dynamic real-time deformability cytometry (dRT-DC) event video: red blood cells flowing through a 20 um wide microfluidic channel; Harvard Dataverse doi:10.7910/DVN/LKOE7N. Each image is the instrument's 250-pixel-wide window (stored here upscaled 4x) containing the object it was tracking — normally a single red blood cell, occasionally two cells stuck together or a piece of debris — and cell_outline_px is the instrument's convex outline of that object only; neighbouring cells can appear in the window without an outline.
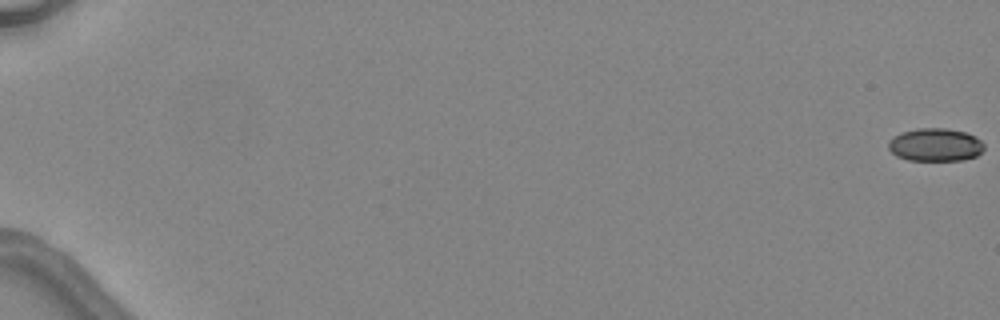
{"species": "common noctule bat (a hibernating species)", "species_latin": "Nyctalus noctula", "temperature_condition": "warm", "stored_images_in_passage": 4, "camera_frame_rate_fps": 3000, "um_per_image_px": 0.085, "animal": {"sex": "female", "body_mass_g": 24.6, "forearm_length_mm": 56.2}, "frame": {"image": 1, "passage_image": 1, "time_ms": 0.0, "image_size_px": [1000, 320], "cell_outline_px": [[984, 148], [976, 156], [960, 160], [908, 160], [896, 156], [888, 148], [888, 140], [892, 136], [900, 132], [916, 128], [944, 128], [964, 132], [976, 136], [984, 144]], "centroid_in_image_um": [79.46, 12.3], "position_along_channel_um": 5.5, "area_um2": 18.5}}
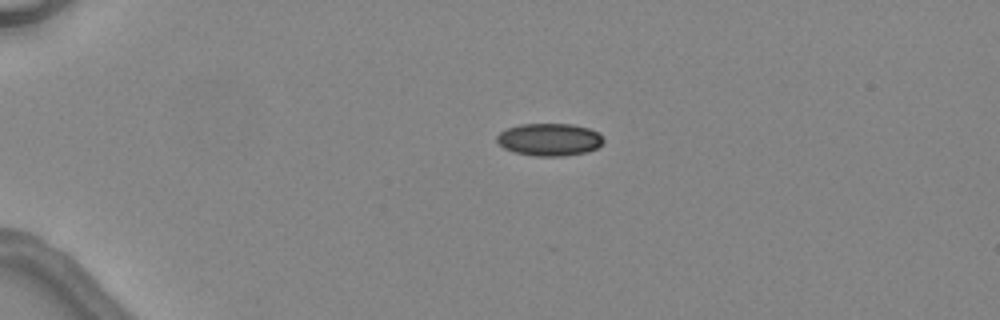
{"frame": {"image": 2, "passage_image": 3, "time_ms": 4.333, "image_size_px": [1000, 320], "cell_outline_px": [[604, 140], [596, 148], [588, 152], [564, 156], [536, 156], [512, 152], [504, 148], [496, 140], [496, 136], [500, 132], [508, 128], [520, 124], [572, 124], [588, 128], [600, 132]], "centroid_in_image_um": [46.7, 11.86], "position_along_channel_um": 38.3, "area_um2": 20.29}}